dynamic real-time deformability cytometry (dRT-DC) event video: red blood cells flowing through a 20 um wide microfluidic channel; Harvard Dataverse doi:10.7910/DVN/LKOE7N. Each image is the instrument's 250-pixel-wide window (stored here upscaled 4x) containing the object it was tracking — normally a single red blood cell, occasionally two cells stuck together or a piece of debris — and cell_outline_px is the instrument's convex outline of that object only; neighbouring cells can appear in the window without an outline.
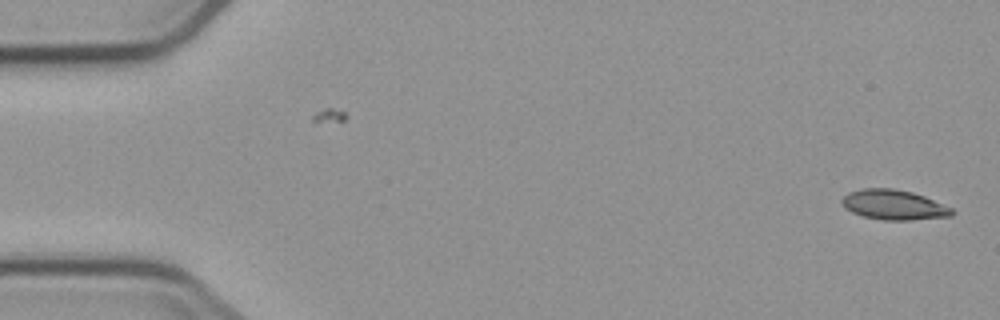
{"species": "common noctule bat (a hibernating species)", "species_latin": "Nyctalus noctula", "temperature_condition": "cold", "stored_images_in_passage": 6, "segment_of_instrument_passage": [1, 2], "camera_frame_rate_fps": 3000, "um_per_image_px": 0.085, "animal": {"sex": "male", "body_mass_g": 23.1, "forearm_length_mm": 52.7}, "frame": {"image": 1, "passage_image": 1, "time_ms": 0.0, "image_size_px": [1000, 320], "cell_outline_px": [[956, 212], [952, 216], [912, 220], [884, 220], [864, 216], [852, 212], [844, 208], [840, 200], [848, 192], [864, 188], [892, 188], [912, 192], [924, 196], [952, 208]], "centroid_in_image_um": [75.97, 17.41], "position_along_channel_um": 9.0, "area_um2": 19.25}}
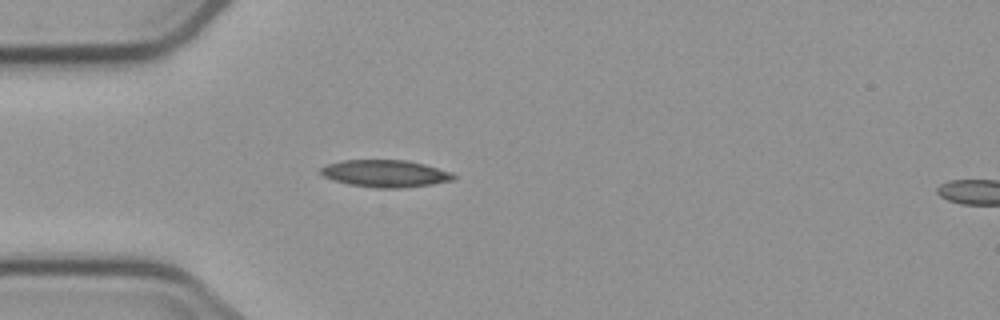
{"frame": {"image": 2, "passage_image": 5, "time_ms": 4.667, "image_size_px": [1000, 320], "cell_outline_px": [[456, 180], [432, 184], [400, 188], [376, 188], [348, 184], [324, 176], [320, 172], [320, 168], [328, 164], [344, 160], [408, 160], [424, 164], [452, 172], [456, 176]], "centroid_in_image_um": [32.8, 14.75], "position_along_channel_um": 52.2, "area_um2": 20.98}}